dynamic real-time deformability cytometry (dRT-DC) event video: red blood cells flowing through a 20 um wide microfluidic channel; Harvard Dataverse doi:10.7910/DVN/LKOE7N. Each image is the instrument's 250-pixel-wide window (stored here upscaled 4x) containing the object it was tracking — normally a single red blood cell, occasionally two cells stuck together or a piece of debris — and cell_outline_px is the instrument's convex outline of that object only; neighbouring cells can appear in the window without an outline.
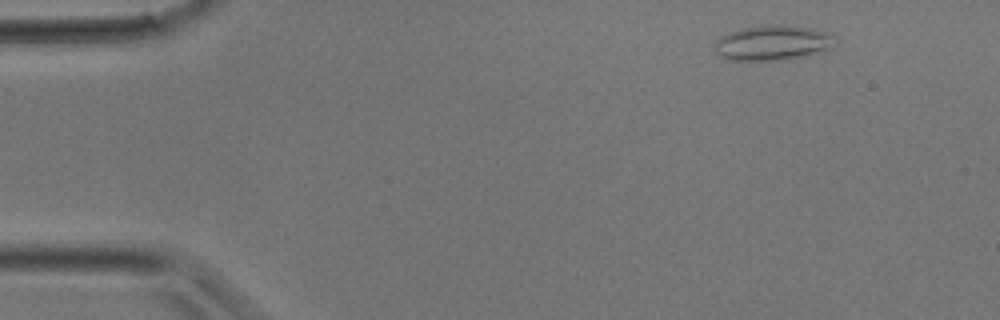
{"species": "common noctule bat (a hibernating species)", "species_latin": "Nyctalus noctula", "temperature_condition": "room temperature", "stored_images_in_passage": 6, "camera_frame_rate_fps": 3000, "um_per_image_px": 0.085, "animal": {"sex": "male", "body_mass_g": 17.9}, "frame": {"image": 1, "passage_image": 1, "time_ms": 0.0, "image_size_px": [1000, 320], "cell_outline_px": [[840, 40], [832, 48], [808, 56], [784, 60], [728, 60], [720, 56], [716, 52], [712, 44], [720, 36], [728, 32], [740, 28], [772, 24], [780, 24], [808, 28], [824, 32], [836, 36]], "centroid_in_image_um": [65.69, 3.65], "position_along_channel_um": 19.3, "area_um2": 25.14}}